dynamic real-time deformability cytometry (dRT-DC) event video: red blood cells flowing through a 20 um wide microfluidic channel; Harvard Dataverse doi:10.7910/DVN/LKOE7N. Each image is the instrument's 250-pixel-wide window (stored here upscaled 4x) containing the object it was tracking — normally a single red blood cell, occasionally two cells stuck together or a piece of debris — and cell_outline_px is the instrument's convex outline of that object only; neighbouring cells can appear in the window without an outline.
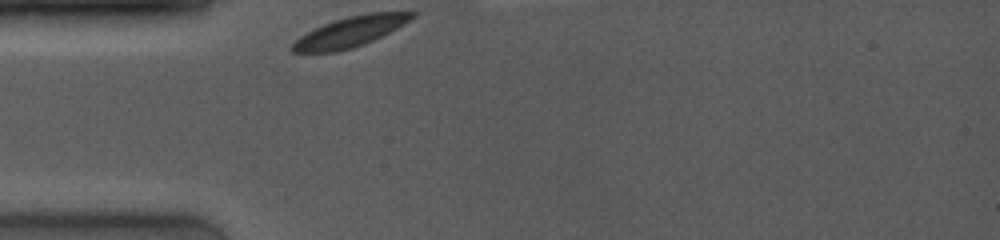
{"species": "common noctule bat (a hibernating species)", "species_latin": "Nyctalus noctula", "temperature_condition": "room temperature", "stored_images_in_passage": 38, "camera_frame_rate_fps": 4000, "um_per_image_px": 0.085, "animal": {"sex": "female", "body_mass_g": 19.0, "forearm_length_mm": 53.3}, "frame": {"image": 1, "passage_image": 1, "time_ms": 0.0, "image_size_px": [1000, 240], "cell_outline_px": [[416, 16], [396, 28], [364, 44], [352, 48], [336, 52], [292, 52], [288, 48], [300, 36], [324, 24], [348, 16], [368, 12], [416, 12]], "centroid_in_image_um": [29.74, 2.7], "position_along_channel_um": 55.3, "area_um2": 20.75}}
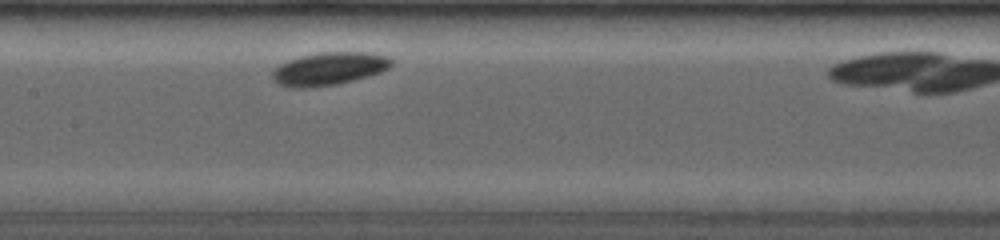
{"frame": {"image": 2, "passage_image": 26, "time_ms": 3.5, "image_size_px": [1000, 240], "cell_outline_px": [[392, 64], [388, 68], [380, 72], [368, 76], [336, 84], [304, 88], [292, 88], [276, 84], [272, 80], [272, 72], [280, 64], [288, 60], [300, 56], [320, 52], [368, 52], [388, 56], [392, 60]], "centroid_in_image_um": [27.94, 5.84], "position_along_channel_um": 179.5, "area_um2": 22.83}}
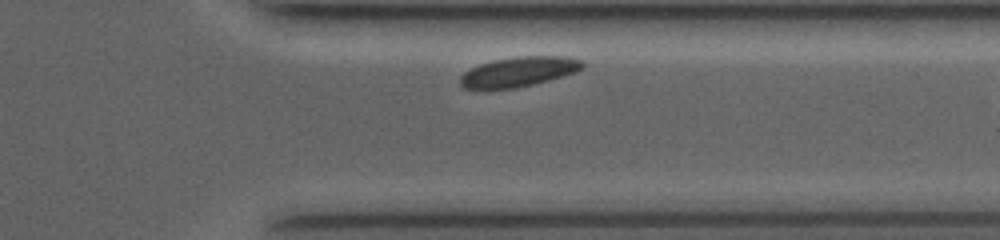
{"frame": {"image": 3, "passage_image": 38, "time_ms": 8.5, "image_size_px": [1000, 240], "cell_outline_px": [[584, 68], [576, 72], [548, 80], [516, 88], [464, 88], [460, 84], [460, 76], [464, 72], [480, 64], [492, 60], [516, 56], [568, 56], [584, 60]], "centroid_in_image_um": [44.14, 6.07], "position_along_channel_um": 367.3, "area_um2": 21.21}}